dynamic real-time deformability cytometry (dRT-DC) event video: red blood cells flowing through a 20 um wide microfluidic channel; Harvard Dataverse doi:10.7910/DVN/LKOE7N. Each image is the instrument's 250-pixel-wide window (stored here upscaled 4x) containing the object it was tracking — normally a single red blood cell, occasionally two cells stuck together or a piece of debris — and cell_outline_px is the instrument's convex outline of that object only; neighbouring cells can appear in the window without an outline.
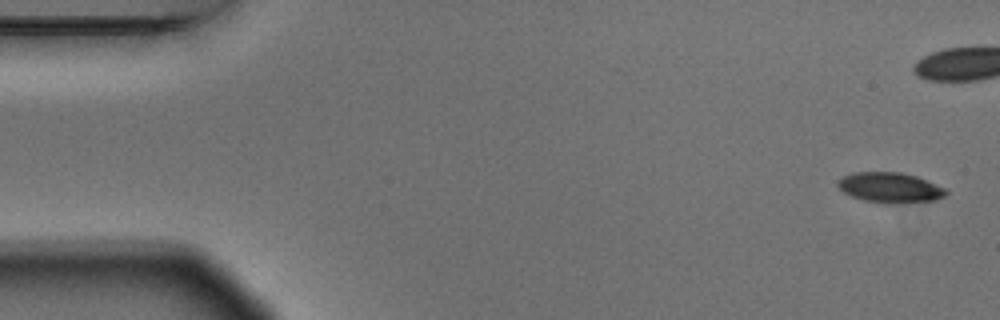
{"species": "Egyptian fruit bat (a non-hibernating species)", "species_latin": "Rousettus aegyptiacus", "temperature_condition": "warm", "stored_images_in_passage": 5, "camera_frame_rate_fps": 3000, "um_per_image_px": 0.085, "animal": {"sex": "male"}, "frame": {"image": 1, "passage_image": 1, "time_ms": 0.0, "image_size_px": [1000, 320], "cell_outline_px": [[948, 192], [944, 196], [936, 200], [888, 204], [884, 204], [864, 200], [852, 196], [844, 192], [836, 184], [836, 180], [852, 172], [900, 172], [916, 176], [944, 188]], "centroid_in_image_um": [75.62, 15.94], "position_along_channel_um": 9.4, "area_um2": 19.02}}